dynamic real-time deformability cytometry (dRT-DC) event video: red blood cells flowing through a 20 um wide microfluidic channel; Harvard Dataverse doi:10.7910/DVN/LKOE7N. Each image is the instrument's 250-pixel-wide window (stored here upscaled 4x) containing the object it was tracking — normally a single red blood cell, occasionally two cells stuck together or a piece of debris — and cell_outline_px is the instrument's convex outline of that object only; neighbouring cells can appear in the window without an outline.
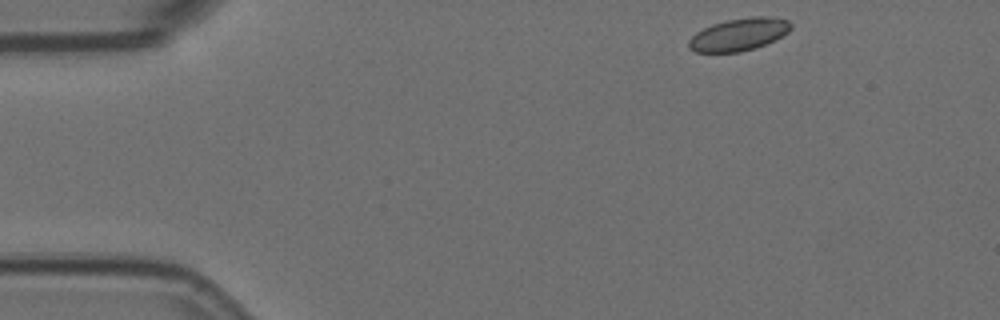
{"species": "Egyptian fruit bat (a non-hibernating species)", "species_latin": "Rousettus aegyptiacus", "temperature_condition": "room temperature", "stored_images_in_passage": 50, "camera_frame_rate_fps": 3000, "um_per_image_px": 0.085, "animal": {"sex": "female"}, "frame": {"image": 1, "passage_image": 1, "time_ms": 0.0, "image_size_px": [1000, 320], "cell_outline_px": [[792, 28], [788, 32], [756, 48], [740, 52], [696, 52], [688, 48], [688, 40], [696, 32], [712, 24], [728, 20], [752, 16], [772, 16], [788, 20], [792, 24]], "centroid_in_image_um": [62.8, 2.92], "position_along_channel_um": 22.2, "area_um2": 19.31}}
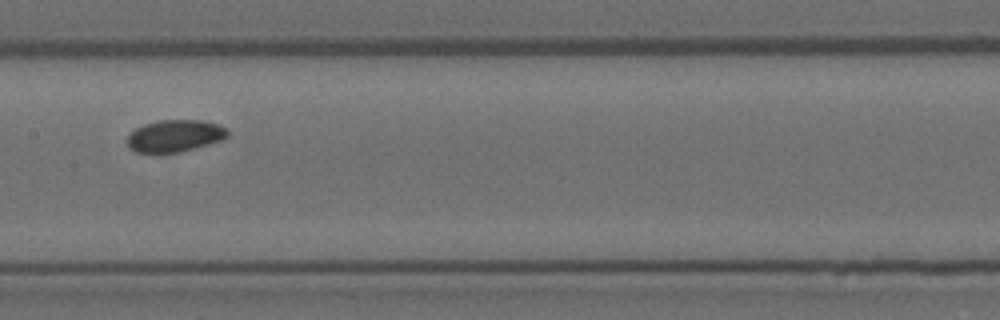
{"frame": {"image": 2, "passage_image": 22, "time_ms": 7.0, "image_size_px": [1000, 320], "cell_outline_px": [[228, 136], [220, 140], [208, 144], [180, 152], [136, 152], [128, 148], [128, 136], [136, 128], [144, 124], [156, 120], [200, 120], [216, 124], [228, 128]], "centroid_in_image_um": [14.85, 11.54], "position_along_channel_um": 192.5, "area_um2": 18.55}}
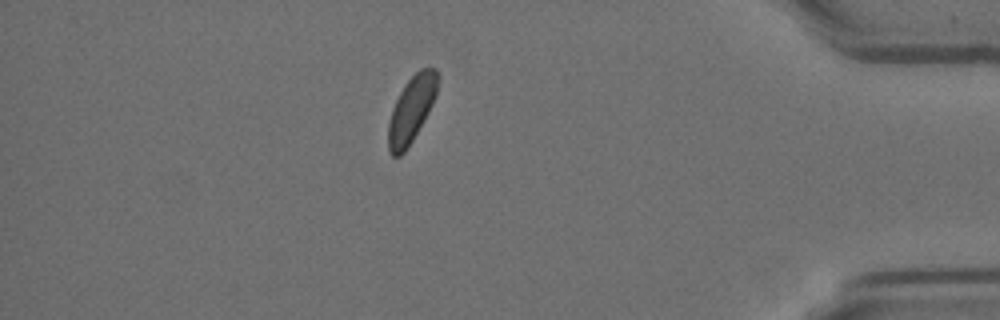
{"frame": {"image": 3, "passage_image": 43, "time_ms": 14.0, "image_size_px": [1000, 320], "cell_outline_px": [[440, 76], [436, 96], [428, 112], [412, 140], [404, 152], [400, 156], [392, 156], [388, 152], [388, 124], [392, 108], [404, 84], [420, 68], [436, 68]], "centroid_in_image_um": [34.98, 9.27], "position_along_channel_um": 400.2, "area_um2": 19.02}, "authors_computed_cell_mechanics": {"area_um2": 19.0162, "velocity_mm_per_s": 3.5529, "shape_relaxation_time_tau1_ms": 1.6795, "shape_relaxation_time_tau2_ms": null, "deformation_change_tau1": 0.044, "deformation_change_tau2": null}}